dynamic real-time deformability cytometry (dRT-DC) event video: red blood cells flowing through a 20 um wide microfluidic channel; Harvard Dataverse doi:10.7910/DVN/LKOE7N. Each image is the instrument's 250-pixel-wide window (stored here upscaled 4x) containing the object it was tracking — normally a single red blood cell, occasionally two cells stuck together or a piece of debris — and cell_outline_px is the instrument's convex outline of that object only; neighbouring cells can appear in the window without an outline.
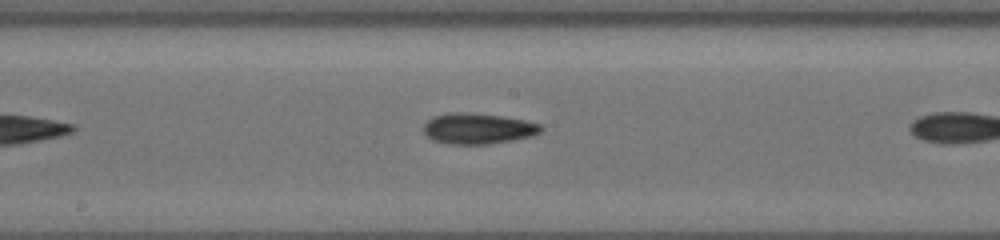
{"species": "common noctule bat (a hibernating species)", "species_latin": "Nyctalus noctula", "temperature_condition": "cold", "stored_images_in_passage": 11, "camera_frame_rate_fps": 3000, "um_per_image_px": 0.085, "animal": {"sex": "female", "body_mass_g": 19.5, "forearm_length_mm": 54.1}, "frame": {"image": 1, "passage_image": 10, "time_ms": 3.0, "image_size_px": [1000, 240], "cell_outline_px": [[544, 128], [540, 132], [532, 136], [512, 140], [488, 144], [448, 144], [432, 140], [424, 132], [424, 124], [432, 116], [456, 112], [460, 112], [500, 116], [524, 120], [540, 124]], "centroid_in_image_um": [40.62, 10.94], "position_along_channel_um": 207.6, "area_um2": 20.87}}